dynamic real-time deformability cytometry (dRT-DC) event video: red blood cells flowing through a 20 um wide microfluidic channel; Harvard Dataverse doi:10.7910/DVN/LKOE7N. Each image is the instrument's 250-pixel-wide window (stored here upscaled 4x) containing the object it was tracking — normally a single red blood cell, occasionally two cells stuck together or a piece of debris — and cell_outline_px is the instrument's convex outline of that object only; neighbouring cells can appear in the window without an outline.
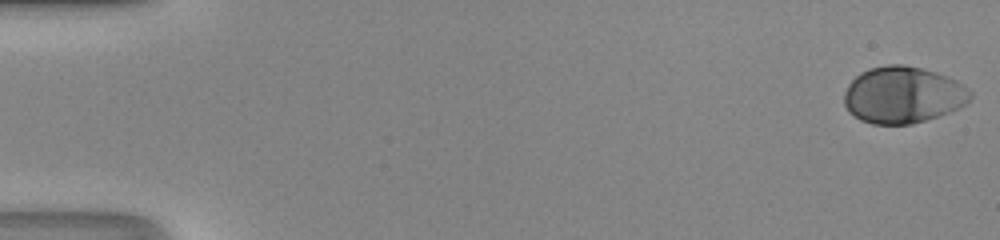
{"species": "human", "species_latin": "Homo sapiens", "temperature_condition": "room temperature", "stored_images_in_passage": 50, "camera_frame_rate_fps": 3000, "um_per_image_px": 0.085, "donor": {"sex": "male"}, "frame": {"image": 1, "passage_image": 1, "time_ms": 0.0, "image_size_px": [1000, 240], "cell_outline_px": [[972, 96], [960, 108], [912, 124], [872, 124], [860, 120], [848, 112], [844, 104], [844, 92], [848, 84], [860, 72], [868, 68], [888, 64], [904, 64], [936, 72], [956, 80], [964, 84], [972, 92]], "centroid_in_image_um": [76.73, 8.06], "position_along_channel_um": 8.3, "area_um2": 41.85}}
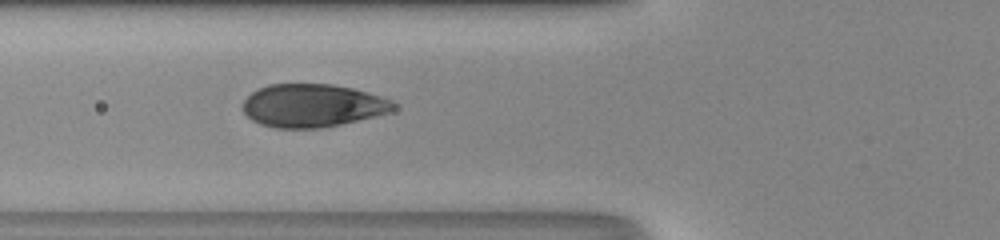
{"frame": {"image": 2, "passage_image": 20, "time_ms": 6.333, "image_size_px": [1000, 240], "cell_outline_px": [[396, 108], [392, 112], [340, 124], [320, 128], [276, 128], [260, 124], [252, 120], [244, 112], [244, 100], [252, 92], [268, 84], [332, 84], [352, 88], [368, 92], [392, 100], [396, 104]], "centroid_in_image_um": [26.59, 8.97], "position_along_channel_um": 99.2, "area_um2": 37.74}}
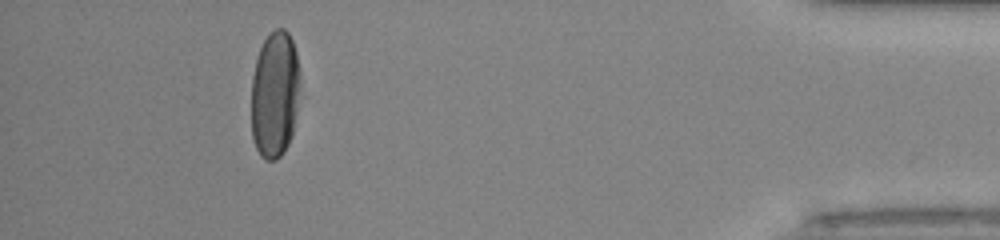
{"frame": {"image": 3, "passage_image": 46, "time_ms": 15.0, "image_size_px": [1000, 240], "cell_outline_px": [[300, 84], [296, 112], [292, 136], [284, 152], [276, 160], [264, 160], [260, 156], [252, 140], [252, 76], [256, 60], [260, 48], [264, 40], [276, 28], [284, 28], [288, 32], [292, 40], [296, 52], [300, 72]], "centroid_in_image_um": [23.36, 8.04], "position_along_channel_um": 411.8, "area_um2": 36.36}, "authors_computed_cell_mechanics": {"area_um2": 39.5641, "velocity_mm_per_s": 4.2585, "shape_relaxation_time_tau1_ms": 3.1237, "shape_relaxation_time_tau2_ms": null, "deformation_change_tau1": 0.1665, "deformation_change_tau2": null}}